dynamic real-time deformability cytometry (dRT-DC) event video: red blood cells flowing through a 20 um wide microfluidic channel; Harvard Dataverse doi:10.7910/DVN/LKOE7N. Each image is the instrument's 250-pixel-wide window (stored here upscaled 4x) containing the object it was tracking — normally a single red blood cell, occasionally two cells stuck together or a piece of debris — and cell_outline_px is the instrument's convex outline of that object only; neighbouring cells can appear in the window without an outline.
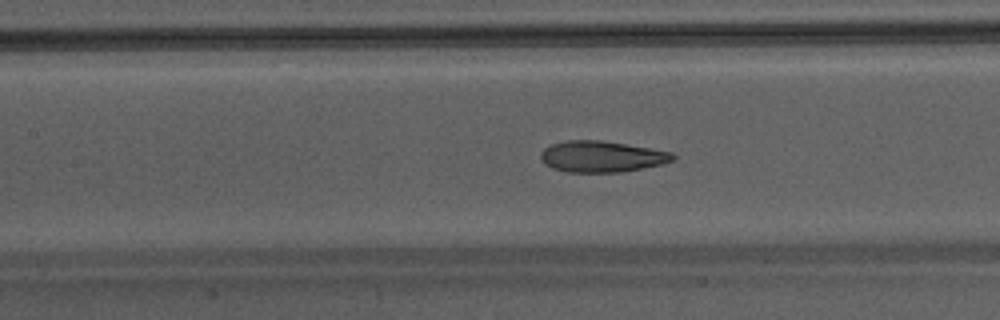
{"species": "Egyptian fruit bat (a non-hibernating species)", "species_latin": "Rousettus aegyptiacus", "temperature_condition": "warm", "stored_images_in_passage": 48, "camera_frame_rate_fps": 3000, "um_per_image_px": 0.085, "animal": {"sex": "male"}, "frame": {"image": 1, "passage_image": 23, "time_ms": 7.333, "image_size_px": [1000, 320], "cell_outline_px": [[676, 160], [664, 164], [620, 172], [568, 172], [552, 168], [544, 164], [540, 160], [540, 152], [544, 148], [552, 144], [568, 140], [600, 140], [672, 152], [676, 156]], "centroid_in_image_um": [51.13, 13.31], "position_along_channel_um": 156.3, "area_um2": 24.04}}
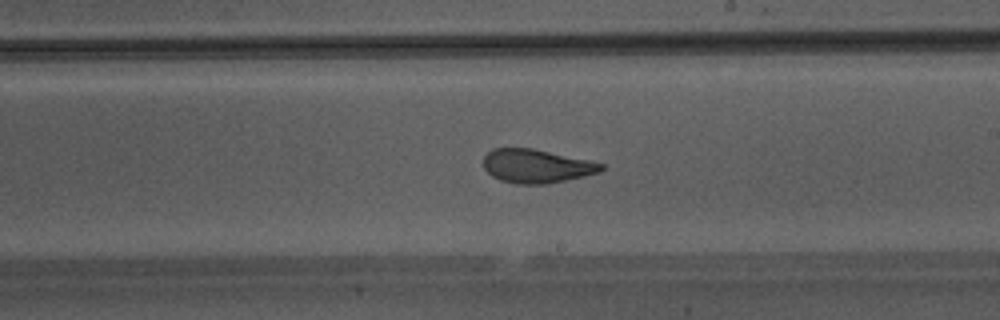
{"frame": {"image": 2, "passage_image": 29, "time_ms": 9.333, "image_size_px": [1000, 320], "cell_outline_px": [[604, 168], [600, 172], [584, 176], [548, 184], [516, 184], [500, 180], [492, 176], [484, 168], [484, 156], [492, 148], [532, 148], [588, 160], [604, 164]], "centroid_in_image_um": [45.59, 14.12], "position_along_channel_um": 243.4, "area_um2": 23.06}}
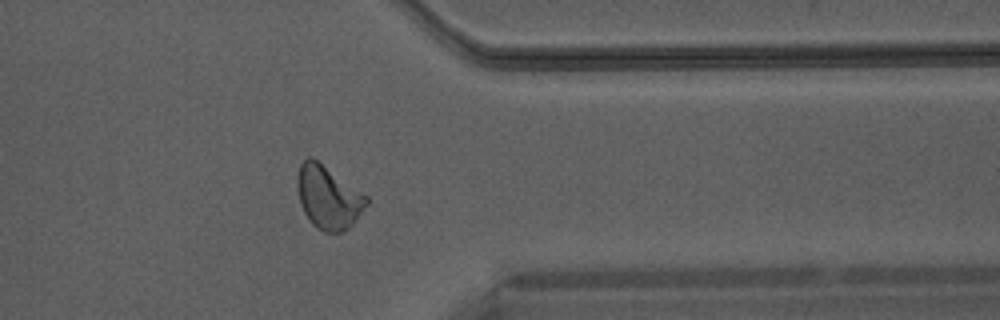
{"frame": {"image": 3, "passage_image": 39, "time_ms": 12.667, "image_size_px": [1000, 320], "cell_outline_px": [[368, 204], [352, 224], [348, 228], [340, 232], [324, 232], [316, 228], [312, 224], [304, 212], [300, 204], [296, 184], [296, 180], [300, 164], [308, 156], [312, 156], [368, 196]], "centroid_in_image_um": [27.88, 16.75], "position_along_channel_um": 383.5, "area_um2": 25.49}}